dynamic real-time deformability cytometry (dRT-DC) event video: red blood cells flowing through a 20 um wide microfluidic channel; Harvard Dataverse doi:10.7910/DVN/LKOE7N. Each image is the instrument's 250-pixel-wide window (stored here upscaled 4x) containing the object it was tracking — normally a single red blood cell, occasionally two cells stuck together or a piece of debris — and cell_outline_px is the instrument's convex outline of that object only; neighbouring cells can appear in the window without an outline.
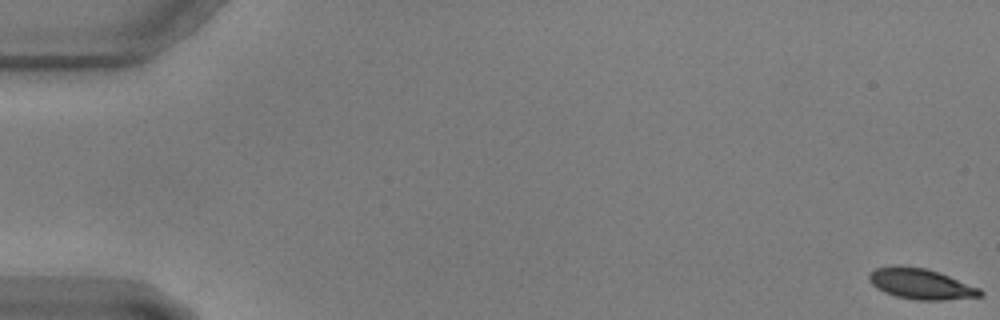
{"species": "common noctule bat (a hibernating species)", "species_latin": "Nyctalus noctula", "temperature_condition": "warm", "stored_images_in_passage": 59, "camera_frame_rate_fps": 3000, "um_per_image_px": 0.085, "animal": {"sex": "male", "body_mass_g": 17.9, "forearm_length_mm": 54.2}, "frame": {"image": 1, "passage_image": 1, "time_ms": 0.0, "image_size_px": [1000, 320], "cell_outline_px": [[984, 292], [980, 296], [944, 300], [916, 300], [896, 296], [884, 292], [876, 288], [868, 280], [868, 276], [876, 268], [896, 264], [924, 268], [940, 272], [980, 288]], "centroid_in_image_um": [78.26, 24.12], "position_along_channel_um": 6.7, "area_um2": 19.94}}
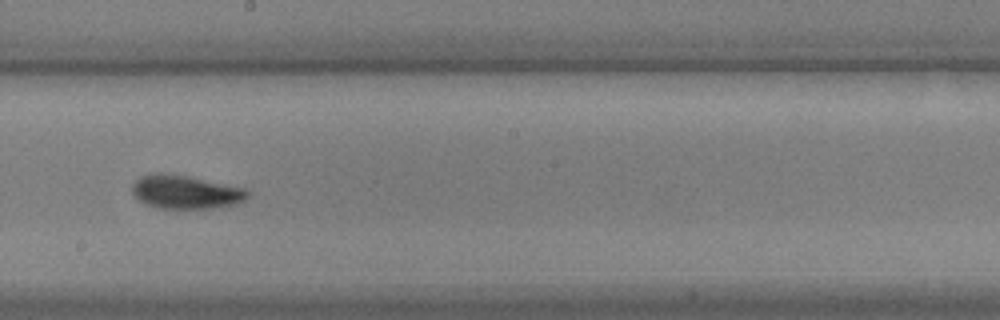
{"frame": {"image": 2, "passage_image": 34, "time_ms": 11.0, "image_size_px": [1000, 320], "cell_outline_px": [[252, 192], [244, 200], [236, 204], [212, 208], [156, 208], [144, 204], [132, 192], [132, 184], [140, 176], [156, 172], [160, 172], [188, 176], [244, 188]], "centroid_in_image_um": [15.76, 16.31], "position_along_channel_um": 232.4, "area_um2": 22.6}}
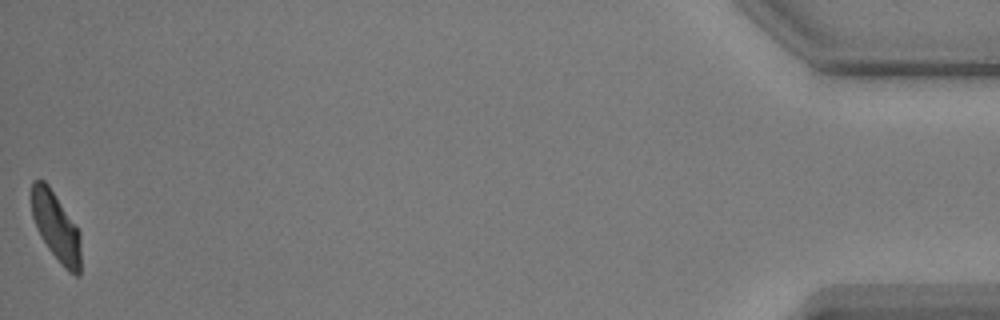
{"frame": {"image": 3, "passage_image": 59, "time_ms": 19.333, "image_size_px": [1000, 320], "cell_outline_px": [[80, 276], [76, 276], [68, 272], [60, 264], [48, 248], [40, 236], [36, 228], [32, 216], [32, 180], [44, 180], [48, 184], [76, 224], [80, 232]], "centroid_in_image_um": [4.77, 19.3], "position_along_channel_um": 430.4, "area_um2": 19.88}}